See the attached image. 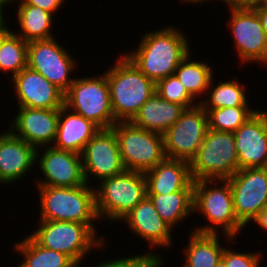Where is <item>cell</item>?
<instances>
[{
    "label": "cell",
    "instance_id": "cell-14",
    "mask_svg": "<svg viewBox=\"0 0 267 267\" xmlns=\"http://www.w3.org/2000/svg\"><path fill=\"white\" fill-rule=\"evenodd\" d=\"M231 19L229 29L235 49L243 63H263L267 66V35L254 9L229 8Z\"/></svg>",
    "mask_w": 267,
    "mask_h": 267
},
{
    "label": "cell",
    "instance_id": "cell-42",
    "mask_svg": "<svg viewBox=\"0 0 267 267\" xmlns=\"http://www.w3.org/2000/svg\"><path fill=\"white\" fill-rule=\"evenodd\" d=\"M216 267H227V266H226L225 262L221 259V260L218 262V264H217Z\"/></svg>",
    "mask_w": 267,
    "mask_h": 267
},
{
    "label": "cell",
    "instance_id": "cell-1",
    "mask_svg": "<svg viewBox=\"0 0 267 267\" xmlns=\"http://www.w3.org/2000/svg\"><path fill=\"white\" fill-rule=\"evenodd\" d=\"M188 40L184 32L171 25L144 34L136 50L124 55L157 83L175 74L180 62L190 53Z\"/></svg>",
    "mask_w": 267,
    "mask_h": 267
},
{
    "label": "cell",
    "instance_id": "cell-16",
    "mask_svg": "<svg viewBox=\"0 0 267 267\" xmlns=\"http://www.w3.org/2000/svg\"><path fill=\"white\" fill-rule=\"evenodd\" d=\"M239 170L265 168L267 163V111H256L234 133Z\"/></svg>",
    "mask_w": 267,
    "mask_h": 267
},
{
    "label": "cell",
    "instance_id": "cell-18",
    "mask_svg": "<svg viewBox=\"0 0 267 267\" xmlns=\"http://www.w3.org/2000/svg\"><path fill=\"white\" fill-rule=\"evenodd\" d=\"M18 107L60 109L64 105V93L42 74L28 66L12 78Z\"/></svg>",
    "mask_w": 267,
    "mask_h": 267
},
{
    "label": "cell",
    "instance_id": "cell-25",
    "mask_svg": "<svg viewBox=\"0 0 267 267\" xmlns=\"http://www.w3.org/2000/svg\"><path fill=\"white\" fill-rule=\"evenodd\" d=\"M17 6L18 24L20 33L16 35L23 38L27 43L36 40H46L53 38L51 29L54 16L52 13L42 10L37 6L24 4L19 0Z\"/></svg>",
    "mask_w": 267,
    "mask_h": 267
},
{
    "label": "cell",
    "instance_id": "cell-7",
    "mask_svg": "<svg viewBox=\"0 0 267 267\" xmlns=\"http://www.w3.org/2000/svg\"><path fill=\"white\" fill-rule=\"evenodd\" d=\"M238 170L234 134L208 129L197 155L190 162L192 180H227Z\"/></svg>",
    "mask_w": 267,
    "mask_h": 267
},
{
    "label": "cell",
    "instance_id": "cell-34",
    "mask_svg": "<svg viewBox=\"0 0 267 267\" xmlns=\"http://www.w3.org/2000/svg\"><path fill=\"white\" fill-rule=\"evenodd\" d=\"M232 249L224 248L221 259L227 267H259L260 254L234 252Z\"/></svg>",
    "mask_w": 267,
    "mask_h": 267
},
{
    "label": "cell",
    "instance_id": "cell-10",
    "mask_svg": "<svg viewBox=\"0 0 267 267\" xmlns=\"http://www.w3.org/2000/svg\"><path fill=\"white\" fill-rule=\"evenodd\" d=\"M208 129V115L200 104L186 108L180 118L163 134L166 158L191 162L197 155Z\"/></svg>",
    "mask_w": 267,
    "mask_h": 267
},
{
    "label": "cell",
    "instance_id": "cell-4",
    "mask_svg": "<svg viewBox=\"0 0 267 267\" xmlns=\"http://www.w3.org/2000/svg\"><path fill=\"white\" fill-rule=\"evenodd\" d=\"M40 195L39 220L94 224L98 219L95 190L91 186H37Z\"/></svg>",
    "mask_w": 267,
    "mask_h": 267
},
{
    "label": "cell",
    "instance_id": "cell-35",
    "mask_svg": "<svg viewBox=\"0 0 267 267\" xmlns=\"http://www.w3.org/2000/svg\"><path fill=\"white\" fill-rule=\"evenodd\" d=\"M13 1L16 2L17 0H10V4L15 3ZM21 1L24 4L37 6L41 8L42 10H45L47 12L54 14L55 12H57V10L60 9V7H62L61 5L66 0H21Z\"/></svg>",
    "mask_w": 267,
    "mask_h": 267
},
{
    "label": "cell",
    "instance_id": "cell-17",
    "mask_svg": "<svg viewBox=\"0 0 267 267\" xmlns=\"http://www.w3.org/2000/svg\"><path fill=\"white\" fill-rule=\"evenodd\" d=\"M18 108L9 130L35 149L48 147L49 143L51 146L56 137L59 109Z\"/></svg>",
    "mask_w": 267,
    "mask_h": 267
},
{
    "label": "cell",
    "instance_id": "cell-36",
    "mask_svg": "<svg viewBox=\"0 0 267 267\" xmlns=\"http://www.w3.org/2000/svg\"><path fill=\"white\" fill-rule=\"evenodd\" d=\"M229 8L234 9H254L261 4L267 3V0H223Z\"/></svg>",
    "mask_w": 267,
    "mask_h": 267
},
{
    "label": "cell",
    "instance_id": "cell-9",
    "mask_svg": "<svg viewBox=\"0 0 267 267\" xmlns=\"http://www.w3.org/2000/svg\"><path fill=\"white\" fill-rule=\"evenodd\" d=\"M112 129L126 170L145 173L166 158L162 134L136 127L131 122H116Z\"/></svg>",
    "mask_w": 267,
    "mask_h": 267
},
{
    "label": "cell",
    "instance_id": "cell-2",
    "mask_svg": "<svg viewBox=\"0 0 267 267\" xmlns=\"http://www.w3.org/2000/svg\"><path fill=\"white\" fill-rule=\"evenodd\" d=\"M110 90L111 108L117 122H130L140 107L156 92V83L124 54L104 72Z\"/></svg>",
    "mask_w": 267,
    "mask_h": 267
},
{
    "label": "cell",
    "instance_id": "cell-21",
    "mask_svg": "<svg viewBox=\"0 0 267 267\" xmlns=\"http://www.w3.org/2000/svg\"><path fill=\"white\" fill-rule=\"evenodd\" d=\"M147 194L166 195L176 191H193L190 162L165 158L144 173Z\"/></svg>",
    "mask_w": 267,
    "mask_h": 267
},
{
    "label": "cell",
    "instance_id": "cell-13",
    "mask_svg": "<svg viewBox=\"0 0 267 267\" xmlns=\"http://www.w3.org/2000/svg\"><path fill=\"white\" fill-rule=\"evenodd\" d=\"M81 157L83 172L88 185L91 175H93L92 178L102 181L125 170L121 160L118 139L112 128L100 129L85 145Z\"/></svg>",
    "mask_w": 267,
    "mask_h": 267
},
{
    "label": "cell",
    "instance_id": "cell-41",
    "mask_svg": "<svg viewBox=\"0 0 267 267\" xmlns=\"http://www.w3.org/2000/svg\"><path fill=\"white\" fill-rule=\"evenodd\" d=\"M181 1V0H180ZM184 3L186 2V3H195V4H197V3H204L206 0H182ZM208 1V0H207ZM211 1V0H210ZM221 1H223V0H221Z\"/></svg>",
    "mask_w": 267,
    "mask_h": 267
},
{
    "label": "cell",
    "instance_id": "cell-37",
    "mask_svg": "<svg viewBox=\"0 0 267 267\" xmlns=\"http://www.w3.org/2000/svg\"><path fill=\"white\" fill-rule=\"evenodd\" d=\"M254 10L260 18L263 30L267 35V3L261 4L260 6L254 8Z\"/></svg>",
    "mask_w": 267,
    "mask_h": 267
},
{
    "label": "cell",
    "instance_id": "cell-32",
    "mask_svg": "<svg viewBox=\"0 0 267 267\" xmlns=\"http://www.w3.org/2000/svg\"><path fill=\"white\" fill-rule=\"evenodd\" d=\"M156 92L164 100L182 105L185 109L199 104L195 102L175 74L159 80L156 83Z\"/></svg>",
    "mask_w": 267,
    "mask_h": 267
},
{
    "label": "cell",
    "instance_id": "cell-5",
    "mask_svg": "<svg viewBox=\"0 0 267 267\" xmlns=\"http://www.w3.org/2000/svg\"><path fill=\"white\" fill-rule=\"evenodd\" d=\"M38 229L29 236L40 246L69 256L81 263L92 248L105 246L104 237H96L94 224L69 221L39 220Z\"/></svg>",
    "mask_w": 267,
    "mask_h": 267
},
{
    "label": "cell",
    "instance_id": "cell-20",
    "mask_svg": "<svg viewBox=\"0 0 267 267\" xmlns=\"http://www.w3.org/2000/svg\"><path fill=\"white\" fill-rule=\"evenodd\" d=\"M36 149L9 129L0 134V182H16L36 163Z\"/></svg>",
    "mask_w": 267,
    "mask_h": 267
},
{
    "label": "cell",
    "instance_id": "cell-27",
    "mask_svg": "<svg viewBox=\"0 0 267 267\" xmlns=\"http://www.w3.org/2000/svg\"><path fill=\"white\" fill-rule=\"evenodd\" d=\"M13 247L24 257L18 267H71L75 263L64 253L38 245L29 235Z\"/></svg>",
    "mask_w": 267,
    "mask_h": 267
},
{
    "label": "cell",
    "instance_id": "cell-30",
    "mask_svg": "<svg viewBox=\"0 0 267 267\" xmlns=\"http://www.w3.org/2000/svg\"><path fill=\"white\" fill-rule=\"evenodd\" d=\"M28 43L13 31L0 46V71L16 76L27 67Z\"/></svg>",
    "mask_w": 267,
    "mask_h": 267
},
{
    "label": "cell",
    "instance_id": "cell-28",
    "mask_svg": "<svg viewBox=\"0 0 267 267\" xmlns=\"http://www.w3.org/2000/svg\"><path fill=\"white\" fill-rule=\"evenodd\" d=\"M190 53L180 62L175 75L186 88L187 92L196 100L197 95L206 94L214 72L211 66L203 61H192ZM213 72V73H212Z\"/></svg>",
    "mask_w": 267,
    "mask_h": 267
},
{
    "label": "cell",
    "instance_id": "cell-26",
    "mask_svg": "<svg viewBox=\"0 0 267 267\" xmlns=\"http://www.w3.org/2000/svg\"><path fill=\"white\" fill-rule=\"evenodd\" d=\"M147 197L171 228L193 214V191H176L166 195L147 194Z\"/></svg>",
    "mask_w": 267,
    "mask_h": 267
},
{
    "label": "cell",
    "instance_id": "cell-24",
    "mask_svg": "<svg viewBox=\"0 0 267 267\" xmlns=\"http://www.w3.org/2000/svg\"><path fill=\"white\" fill-rule=\"evenodd\" d=\"M218 234L191 231L183 267H216L224 251Z\"/></svg>",
    "mask_w": 267,
    "mask_h": 267
},
{
    "label": "cell",
    "instance_id": "cell-11",
    "mask_svg": "<svg viewBox=\"0 0 267 267\" xmlns=\"http://www.w3.org/2000/svg\"><path fill=\"white\" fill-rule=\"evenodd\" d=\"M62 47L54 37L28 42L27 66L65 93L75 79L70 74L76 62Z\"/></svg>",
    "mask_w": 267,
    "mask_h": 267
},
{
    "label": "cell",
    "instance_id": "cell-3",
    "mask_svg": "<svg viewBox=\"0 0 267 267\" xmlns=\"http://www.w3.org/2000/svg\"><path fill=\"white\" fill-rule=\"evenodd\" d=\"M217 181L219 186L211 187L212 184L215 186ZM217 181L209 179L194 181L193 213L196 210L199 211L213 225L208 224L193 230L198 233L217 234L219 226L222 232H224L225 238L228 241H233L232 239L237 237L241 229L246 227L237 219L235 214L229 181L220 179ZM210 184L211 186L208 187Z\"/></svg>",
    "mask_w": 267,
    "mask_h": 267
},
{
    "label": "cell",
    "instance_id": "cell-23",
    "mask_svg": "<svg viewBox=\"0 0 267 267\" xmlns=\"http://www.w3.org/2000/svg\"><path fill=\"white\" fill-rule=\"evenodd\" d=\"M184 110L182 105L166 101L155 92L130 122L136 127L163 135Z\"/></svg>",
    "mask_w": 267,
    "mask_h": 267
},
{
    "label": "cell",
    "instance_id": "cell-39",
    "mask_svg": "<svg viewBox=\"0 0 267 267\" xmlns=\"http://www.w3.org/2000/svg\"><path fill=\"white\" fill-rule=\"evenodd\" d=\"M12 31L8 29L6 21H0V46L2 41L11 33Z\"/></svg>",
    "mask_w": 267,
    "mask_h": 267
},
{
    "label": "cell",
    "instance_id": "cell-22",
    "mask_svg": "<svg viewBox=\"0 0 267 267\" xmlns=\"http://www.w3.org/2000/svg\"><path fill=\"white\" fill-rule=\"evenodd\" d=\"M64 116V117H63ZM101 128L80 114L69 112L66 106L59 109L56 137L53 147L81 155L85 145Z\"/></svg>",
    "mask_w": 267,
    "mask_h": 267
},
{
    "label": "cell",
    "instance_id": "cell-43",
    "mask_svg": "<svg viewBox=\"0 0 267 267\" xmlns=\"http://www.w3.org/2000/svg\"><path fill=\"white\" fill-rule=\"evenodd\" d=\"M80 263H74L71 267H79L80 265H79Z\"/></svg>",
    "mask_w": 267,
    "mask_h": 267
},
{
    "label": "cell",
    "instance_id": "cell-38",
    "mask_svg": "<svg viewBox=\"0 0 267 267\" xmlns=\"http://www.w3.org/2000/svg\"><path fill=\"white\" fill-rule=\"evenodd\" d=\"M253 221L267 231V203L264 205L263 210L252 220V222Z\"/></svg>",
    "mask_w": 267,
    "mask_h": 267
},
{
    "label": "cell",
    "instance_id": "cell-29",
    "mask_svg": "<svg viewBox=\"0 0 267 267\" xmlns=\"http://www.w3.org/2000/svg\"><path fill=\"white\" fill-rule=\"evenodd\" d=\"M234 78L235 81L227 80L226 82H219L217 86H212L213 77L208 88L209 90L206 92L208 93L206 95L209 97L206 98V101H199L203 109L250 107L248 104L250 102H248L246 97L245 87L242 86V83L240 84L239 81H236V76Z\"/></svg>",
    "mask_w": 267,
    "mask_h": 267
},
{
    "label": "cell",
    "instance_id": "cell-12",
    "mask_svg": "<svg viewBox=\"0 0 267 267\" xmlns=\"http://www.w3.org/2000/svg\"><path fill=\"white\" fill-rule=\"evenodd\" d=\"M227 180L230 183L237 219L246 226L267 203V170L243 168Z\"/></svg>",
    "mask_w": 267,
    "mask_h": 267
},
{
    "label": "cell",
    "instance_id": "cell-15",
    "mask_svg": "<svg viewBox=\"0 0 267 267\" xmlns=\"http://www.w3.org/2000/svg\"><path fill=\"white\" fill-rule=\"evenodd\" d=\"M44 148L43 154L40 148L36 149V162L45 177L37 181V186L77 187L87 184L80 154L52 145Z\"/></svg>",
    "mask_w": 267,
    "mask_h": 267
},
{
    "label": "cell",
    "instance_id": "cell-8",
    "mask_svg": "<svg viewBox=\"0 0 267 267\" xmlns=\"http://www.w3.org/2000/svg\"><path fill=\"white\" fill-rule=\"evenodd\" d=\"M64 106L91 120L101 129L112 128L115 120L106 74L75 78L64 93Z\"/></svg>",
    "mask_w": 267,
    "mask_h": 267
},
{
    "label": "cell",
    "instance_id": "cell-33",
    "mask_svg": "<svg viewBox=\"0 0 267 267\" xmlns=\"http://www.w3.org/2000/svg\"><path fill=\"white\" fill-rule=\"evenodd\" d=\"M163 259L158 255V253H146L142 255H133L128 258H118L110 261H105L100 263L95 267H160L164 264Z\"/></svg>",
    "mask_w": 267,
    "mask_h": 267
},
{
    "label": "cell",
    "instance_id": "cell-40",
    "mask_svg": "<svg viewBox=\"0 0 267 267\" xmlns=\"http://www.w3.org/2000/svg\"><path fill=\"white\" fill-rule=\"evenodd\" d=\"M8 4H10V0H0V21L4 20L3 9L4 6H7Z\"/></svg>",
    "mask_w": 267,
    "mask_h": 267
},
{
    "label": "cell",
    "instance_id": "cell-31",
    "mask_svg": "<svg viewBox=\"0 0 267 267\" xmlns=\"http://www.w3.org/2000/svg\"><path fill=\"white\" fill-rule=\"evenodd\" d=\"M208 115L209 129L234 133L256 111L249 107H223L204 109Z\"/></svg>",
    "mask_w": 267,
    "mask_h": 267
},
{
    "label": "cell",
    "instance_id": "cell-6",
    "mask_svg": "<svg viewBox=\"0 0 267 267\" xmlns=\"http://www.w3.org/2000/svg\"><path fill=\"white\" fill-rule=\"evenodd\" d=\"M95 190V206L98 219L120 221L147 196L143 172L124 170L101 181Z\"/></svg>",
    "mask_w": 267,
    "mask_h": 267
},
{
    "label": "cell",
    "instance_id": "cell-19",
    "mask_svg": "<svg viewBox=\"0 0 267 267\" xmlns=\"http://www.w3.org/2000/svg\"><path fill=\"white\" fill-rule=\"evenodd\" d=\"M123 221L133 233L147 240L151 248L172 246V228L160 217L149 197L146 196L128 212L121 219Z\"/></svg>",
    "mask_w": 267,
    "mask_h": 267
}]
</instances>
